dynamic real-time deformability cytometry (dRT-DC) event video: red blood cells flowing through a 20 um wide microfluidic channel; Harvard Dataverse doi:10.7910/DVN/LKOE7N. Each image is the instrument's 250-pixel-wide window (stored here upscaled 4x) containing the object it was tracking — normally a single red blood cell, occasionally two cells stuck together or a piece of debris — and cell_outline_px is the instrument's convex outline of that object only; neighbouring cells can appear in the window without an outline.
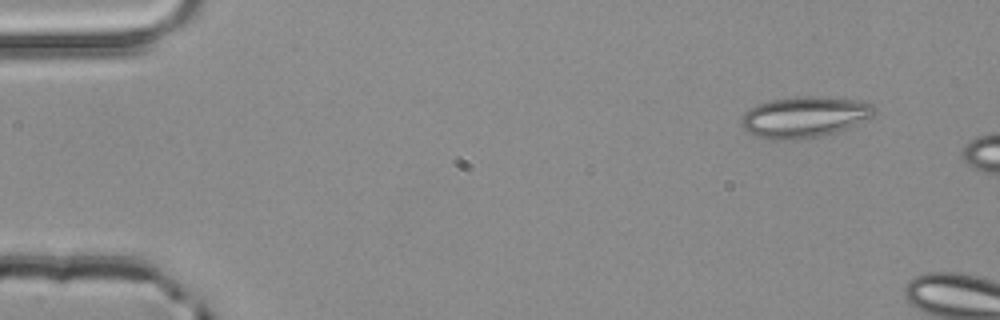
{"species": "common noctule bat (a hibernating species)", "species_latin": "Nyctalus noctula", "temperature_condition": "room temperature", "stored_images_in_passage": 2, "camera_frame_rate_fps": 3000, "um_per_image_px": 0.085, "animal": {"sex": "male", "body_mass_g": 20.4}, "frame": {"image": 1, "passage_image": 1, "time_ms": 0.0, "image_size_px": [1000, 320], "cell_outline_px": [[876, 112], [868, 120], [820, 136], [800, 140], [772, 140], [748, 132], [740, 124], [740, 120], [744, 112], [756, 104], [772, 100], [792, 96], [820, 96], [856, 100], [872, 104], [876, 108]], "centroid_in_image_um": [68.36, 9.93], "position_along_channel_um": 16.6, "area_um2": 31.91}}